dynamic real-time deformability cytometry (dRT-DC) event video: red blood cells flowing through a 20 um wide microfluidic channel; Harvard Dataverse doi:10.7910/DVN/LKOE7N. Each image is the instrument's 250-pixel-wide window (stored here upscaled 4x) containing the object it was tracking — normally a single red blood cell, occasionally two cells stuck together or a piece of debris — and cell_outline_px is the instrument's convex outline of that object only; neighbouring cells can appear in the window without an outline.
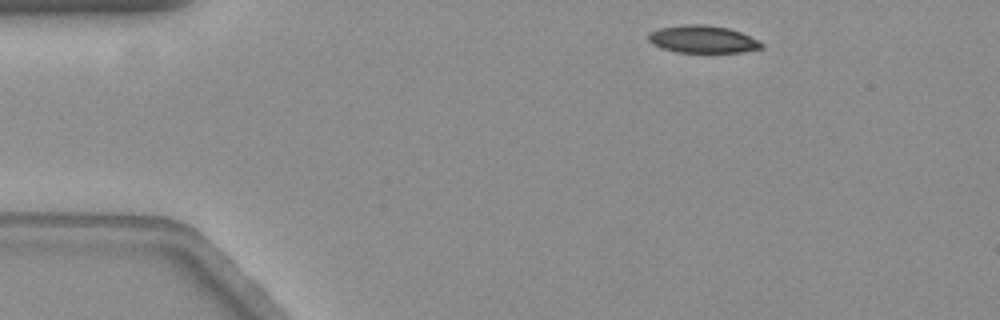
{"species": "common noctule bat (a hibernating species)", "species_latin": "Nyctalus noctula", "temperature_condition": "warm", "stored_images_in_passage": 12, "camera_frame_rate_fps": 3000, "um_per_image_px": 0.085, "animal": {"sex": "female", "body_mass_g": 19.3, "forearm_length_mm": 54.1}, "frame": {"image": 1, "passage_image": 1, "time_ms": 0.0, "image_size_px": [1000, 320], "cell_outline_px": [[764, 48], [744, 52], [676, 52], [652, 44], [648, 40], [648, 32], [656, 28], [680, 24], [704, 24], [728, 28], [740, 32], [764, 44]], "centroid_in_image_um": [59.69, 3.32], "position_along_channel_um": 25.3, "area_um2": 18.21}}
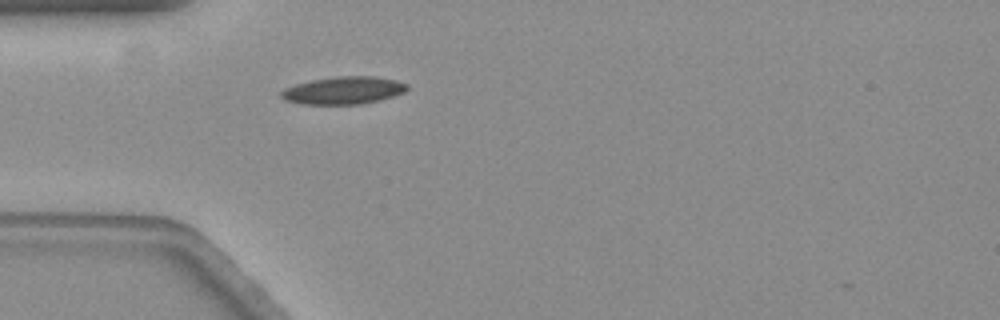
{"frame": {"image": 2, "passage_image": 9, "time_ms": 2.667, "image_size_px": [1000, 320], "cell_outline_px": [[408, 88], [404, 92], [380, 100], [360, 104], [300, 104], [284, 100], [280, 96], [280, 92], [284, 88], [296, 84], [312, 80], [336, 76], [376, 76], [396, 80], [408, 84]], "centroid_in_image_um": [29.18, 7.68], "position_along_channel_um": 55.8, "area_um2": 20.29}}